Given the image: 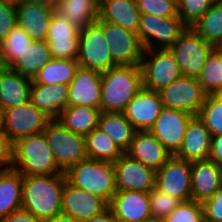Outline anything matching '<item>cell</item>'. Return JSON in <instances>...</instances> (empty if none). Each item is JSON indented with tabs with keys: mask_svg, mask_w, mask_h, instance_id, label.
I'll return each instance as SVG.
<instances>
[{
	"mask_svg": "<svg viewBox=\"0 0 222 222\" xmlns=\"http://www.w3.org/2000/svg\"><path fill=\"white\" fill-rule=\"evenodd\" d=\"M140 68L143 88L156 92L183 75L169 49L144 50Z\"/></svg>",
	"mask_w": 222,
	"mask_h": 222,
	"instance_id": "ba28073f",
	"label": "cell"
},
{
	"mask_svg": "<svg viewBox=\"0 0 222 222\" xmlns=\"http://www.w3.org/2000/svg\"><path fill=\"white\" fill-rule=\"evenodd\" d=\"M198 80L207 94H217L222 89V55L216 48L209 54Z\"/></svg>",
	"mask_w": 222,
	"mask_h": 222,
	"instance_id": "8d00e7d4",
	"label": "cell"
},
{
	"mask_svg": "<svg viewBox=\"0 0 222 222\" xmlns=\"http://www.w3.org/2000/svg\"><path fill=\"white\" fill-rule=\"evenodd\" d=\"M0 132H4V112L0 107Z\"/></svg>",
	"mask_w": 222,
	"mask_h": 222,
	"instance_id": "f907efd6",
	"label": "cell"
},
{
	"mask_svg": "<svg viewBox=\"0 0 222 222\" xmlns=\"http://www.w3.org/2000/svg\"><path fill=\"white\" fill-rule=\"evenodd\" d=\"M149 200L152 220L158 222H161L182 203L179 198L162 192L156 187L149 191Z\"/></svg>",
	"mask_w": 222,
	"mask_h": 222,
	"instance_id": "f35d334b",
	"label": "cell"
},
{
	"mask_svg": "<svg viewBox=\"0 0 222 222\" xmlns=\"http://www.w3.org/2000/svg\"><path fill=\"white\" fill-rule=\"evenodd\" d=\"M187 27L179 16L141 14L137 34L145 50L169 49Z\"/></svg>",
	"mask_w": 222,
	"mask_h": 222,
	"instance_id": "9c48e42d",
	"label": "cell"
},
{
	"mask_svg": "<svg viewBox=\"0 0 222 222\" xmlns=\"http://www.w3.org/2000/svg\"><path fill=\"white\" fill-rule=\"evenodd\" d=\"M51 59L48 43L46 41H33L10 68L33 79Z\"/></svg>",
	"mask_w": 222,
	"mask_h": 222,
	"instance_id": "1f68e13d",
	"label": "cell"
},
{
	"mask_svg": "<svg viewBox=\"0 0 222 222\" xmlns=\"http://www.w3.org/2000/svg\"><path fill=\"white\" fill-rule=\"evenodd\" d=\"M205 41L217 47L222 44V2H215L209 10L191 26Z\"/></svg>",
	"mask_w": 222,
	"mask_h": 222,
	"instance_id": "e575fe53",
	"label": "cell"
},
{
	"mask_svg": "<svg viewBox=\"0 0 222 222\" xmlns=\"http://www.w3.org/2000/svg\"><path fill=\"white\" fill-rule=\"evenodd\" d=\"M0 222H43L35 217L31 212L20 209L4 217Z\"/></svg>",
	"mask_w": 222,
	"mask_h": 222,
	"instance_id": "bcb514c9",
	"label": "cell"
},
{
	"mask_svg": "<svg viewBox=\"0 0 222 222\" xmlns=\"http://www.w3.org/2000/svg\"><path fill=\"white\" fill-rule=\"evenodd\" d=\"M3 112L4 133L14 143L20 138L42 133L51 120L31 101Z\"/></svg>",
	"mask_w": 222,
	"mask_h": 222,
	"instance_id": "8fae6325",
	"label": "cell"
},
{
	"mask_svg": "<svg viewBox=\"0 0 222 222\" xmlns=\"http://www.w3.org/2000/svg\"><path fill=\"white\" fill-rule=\"evenodd\" d=\"M85 145L89 159L115 162L123 154L114 141L98 127L85 136Z\"/></svg>",
	"mask_w": 222,
	"mask_h": 222,
	"instance_id": "836d02e7",
	"label": "cell"
},
{
	"mask_svg": "<svg viewBox=\"0 0 222 222\" xmlns=\"http://www.w3.org/2000/svg\"><path fill=\"white\" fill-rule=\"evenodd\" d=\"M197 116L212 137L222 135V99L218 95L207 94Z\"/></svg>",
	"mask_w": 222,
	"mask_h": 222,
	"instance_id": "74e56055",
	"label": "cell"
},
{
	"mask_svg": "<svg viewBox=\"0 0 222 222\" xmlns=\"http://www.w3.org/2000/svg\"><path fill=\"white\" fill-rule=\"evenodd\" d=\"M97 127L125 153L136 133L123 112H100Z\"/></svg>",
	"mask_w": 222,
	"mask_h": 222,
	"instance_id": "f1b7e54d",
	"label": "cell"
},
{
	"mask_svg": "<svg viewBox=\"0 0 222 222\" xmlns=\"http://www.w3.org/2000/svg\"><path fill=\"white\" fill-rule=\"evenodd\" d=\"M108 203L96 196L76 188L67 180L64 182L62 193V213L69 215L77 222H84L108 208Z\"/></svg>",
	"mask_w": 222,
	"mask_h": 222,
	"instance_id": "ac0fdd59",
	"label": "cell"
},
{
	"mask_svg": "<svg viewBox=\"0 0 222 222\" xmlns=\"http://www.w3.org/2000/svg\"><path fill=\"white\" fill-rule=\"evenodd\" d=\"M141 12L135 0H100L99 19L138 32Z\"/></svg>",
	"mask_w": 222,
	"mask_h": 222,
	"instance_id": "484cf974",
	"label": "cell"
},
{
	"mask_svg": "<svg viewBox=\"0 0 222 222\" xmlns=\"http://www.w3.org/2000/svg\"><path fill=\"white\" fill-rule=\"evenodd\" d=\"M55 11L79 29L99 18L100 0H58Z\"/></svg>",
	"mask_w": 222,
	"mask_h": 222,
	"instance_id": "f546056e",
	"label": "cell"
},
{
	"mask_svg": "<svg viewBox=\"0 0 222 222\" xmlns=\"http://www.w3.org/2000/svg\"><path fill=\"white\" fill-rule=\"evenodd\" d=\"M102 73L80 67L68 85V102L71 106H90L100 109Z\"/></svg>",
	"mask_w": 222,
	"mask_h": 222,
	"instance_id": "ffe728a7",
	"label": "cell"
},
{
	"mask_svg": "<svg viewBox=\"0 0 222 222\" xmlns=\"http://www.w3.org/2000/svg\"><path fill=\"white\" fill-rule=\"evenodd\" d=\"M43 133L52 149L57 166L63 172L88 158L85 137L69 131L58 119H51Z\"/></svg>",
	"mask_w": 222,
	"mask_h": 222,
	"instance_id": "8992f818",
	"label": "cell"
},
{
	"mask_svg": "<svg viewBox=\"0 0 222 222\" xmlns=\"http://www.w3.org/2000/svg\"><path fill=\"white\" fill-rule=\"evenodd\" d=\"M13 168L24 176L65 173L57 166L43 132L20 138L14 143Z\"/></svg>",
	"mask_w": 222,
	"mask_h": 222,
	"instance_id": "3957f363",
	"label": "cell"
},
{
	"mask_svg": "<svg viewBox=\"0 0 222 222\" xmlns=\"http://www.w3.org/2000/svg\"><path fill=\"white\" fill-rule=\"evenodd\" d=\"M161 222H204L203 205L193 200L182 202Z\"/></svg>",
	"mask_w": 222,
	"mask_h": 222,
	"instance_id": "60d3db41",
	"label": "cell"
},
{
	"mask_svg": "<svg viewBox=\"0 0 222 222\" xmlns=\"http://www.w3.org/2000/svg\"><path fill=\"white\" fill-rule=\"evenodd\" d=\"M214 3L213 0H177L178 15L188 27H191Z\"/></svg>",
	"mask_w": 222,
	"mask_h": 222,
	"instance_id": "ab89813d",
	"label": "cell"
},
{
	"mask_svg": "<svg viewBox=\"0 0 222 222\" xmlns=\"http://www.w3.org/2000/svg\"><path fill=\"white\" fill-rule=\"evenodd\" d=\"M143 88L140 65H121L102 73L101 112H124Z\"/></svg>",
	"mask_w": 222,
	"mask_h": 222,
	"instance_id": "7a4b0ae2",
	"label": "cell"
},
{
	"mask_svg": "<svg viewBox=\"0 0 222 222\" xmlns=\"http://www.w3.org/2000/svg\"><path fill=\"white\" fill-rule=\"evenodd\" d=\"M125 153L155 171L172 156L149 131H136Z\"/></svg>",
	"mask_w": 222,
	"mask_h": 222,
	"instance_id": "cb8c5ba5",
	"label": "cell"
},
{
	"mask_svg": "<svg viewBox=\"0 0 222 222\" xmlns=\"http://www.w3.org/2000/svg\"><path fill=\"white\" fill-rule=\"evenodd\" d=\"M100 112L90 106L67 105L57 119L69 131L85 137L97 127Z\"/></svg>",
	"mask_w": 222,
	"mask_h": 222,
	"instance_id": "4dcf8cb0",
	"label": "cell"
},
{
	"mask_svg": "<svg viewBox=\"0 0 222 222\" xmlns=\"http://www.w3.org/2000/svg\"><path fill=\"white\" fill-rule=\"evenodd\" d=\"M113 165L117 190L149 192L155 187L156 171L126 153Z\"/></svg>",
	"mask_w": 222,
	"mask_h": 222,
	"instance_id": "e0dca14e",
	"label": "cell"
},
{
	"mask_svg": "<svg viewBox=\"0 0 222 222\" xmlns=\"http://www.w3.org/2000/svg\"><path fill=\"white\" fill-rule=\"evenodd\" d=\"M16 25V3L11 0H0V43Z\"/></svg>",
	"mask_w": 222,
	"mask_h": 222,
	"instance_id": "7bdbcfd3",
	"label": "cell"
},
{
	"mask_svg": "<svg viewBox=\"0 0 222 222\" xmlns=\"http://www.w3.org/2000/svg\"><path fill=\"white\" fill-rule=\"evenodd\" d=\"M79 64L77 60L52 58L32 79L35 84L68 86L74 78Z\"/></svg>",
	"mask_w": 222,
	"mask_h": 222,
	"instance_id": "d6a6232c",
	"label": "cell"
},
{
	"mask_svg": "<svg viewBox=\"0 0 222 222\" xmlns=\"http://www.w3.org/2000/svg\"><path fill=\"white\" fill-rule=\"evenodd\" d=\"M214 2H222V0H213Z\"/></svg>",
	"mask_w": 222,
	"mask_h": 222,
	"instance_id": "6f0895ef",
	"label": "cell"
},
{
	"mask_svg": "<svg viewBox=\"0 0 222 222\" xmlns=\"http://www.w3.org/2000/svg\"><path fill=\"white\" fill-rule=\"evenodd\" d=\"M54 3L45 0L16 2L17 24L33 41H46Z\"/></svg>",
	"mask_w": 222,
	"mask_h": 222,
	"instance_id": "9a60e30c",
	"label": "cell"
},
{
	"mask_svg": "<svg viewBox=\"0 0 222 222\" xmlns=\"http://www.w3.org/2000/svg\"><path fill=\"white\" fill-rule=\"evenodd\" d=\"M162 108L159 92L142 88L127 104L123 113L136 131H149Z\"/></svg>",
	"mask_w": 222,
	"mask_h": 222,
	"instance_id": "44dd1931",
	"label": "cell"
},
{
	"mask_svg": "<svg viewBox=\"0 0 222 222\" xmlns=\"http://www.w3.org/2000/svg\"><path fill=\"white\" fill-rule=\"evenodd\" d=\"M193 117L184 111L163 107L149 132L175 156L181 149L188 123Z\"/></svg>",
	"mask_w": 222,
	"mask_h": 222,
	"instance_id": "5bb4252c",
	"label": "cell"
},
{
	"mask_svg": "<svg viewBox=\"0 0 222 222\" xmlns=\"http://www.w3.org/2000/svg\"><path fill=\"white\" fill-rule=\"evenodd\" d=\"M222 187V168L214 161L191 162V200L203 203Z\"/></svg>",
	"mask_w": 222,
	"mask_h": 222,
	"instance_id": "7402d4cb",
	"label": "cell"
},
{
	"mask_svg": "<svg viewBox=\"0 0 222 222\" xmlns=\"http://www.w3.org/2000/svg\"><path fill=\"white\" fill-rule=\"evenodd\" d=\"M216 49H217V50L221 53V55H222V44L219 45V46H217Z\"/></svg>",
	"mask_w": 222,
	"mask_h": 222,
	"instance_id": "f5cc1de1",
	"label": "cell"
},
{
	"mask_svg": "<svg viewBox=\"0 0 222 222\" xmlns=\"http://www.w3.org/2000/svg\"><path fill=\"white\" fill-rule=\"evenodd\" d=\"M30 101L51 119H57L68 102V86L35 84L32 81Z\"/></svg>",
	"mask_w": 222,
	"mask_h": 222,
	"instance_id": "4316f807",
	"label": "cell"
},
{
	"mask_svg": "<svg viewBox=\"0 0 222 222\" xmlns=\"http://www.w3.org/2000/svg\"><path fill=\"white\" fill-rule=\"evenodd\" d=\"M212 136L205 124L194 116L188 123L180 151L175 157L193 162L207 160L211 154Z\"/></svg>",
	"mask_w": 222,
	"mask_h": 222,
	"instance_id": "603a6c76",
	"label": "cell"
},
{
	"mask_svg": "<svg viewBox=\"0 0 222 222\" xmlns=\"http://www.w3.org/2000/svg\"><path fill=\"white\" fill-rule=\"evenodd\" d=\"M215 48L205 41L192 27H187L169 50L183 75L198 78L209 54Z\"/></svg>",
	"mask_w": 222,
	"mask_h": 222,
	"instance_id": "52a82bcc",
	"label": "cell"
},
{
	"mask_svg": "<svg viewBox=\"0 0 222 222\" xmlns=\"http://www.w3.org/2000/svg\"><path fill=\"white\" fill-rule=\"evenodd\" d=\"M84 222H120V221L113 215L112 211L108 207L102 213H100L94 217H91L90 219H88Z\"/></svg>",
	"mask_w": 222,
	"mask_h": 222,
	"instance_id": "c3c4849f",
	"label": "cell"
},
{
	"mask_svg": "<svg viewBox=\"0 0 222 222\" xmlns=\"http://www.w3.org/2000/svg\"><path fill=\"white\" fill-rule=\"evenodd\" d=\"M45 1H48V2H51V3H56L58 0H45Z\"/></svg>",
	"mask_w": 222,
	"mask_h": 222,
	"instance_id": "11a10c76",
	"label": "cell"
},
{
	"mask_svg": "<svg viewBox=\"0 0 222 222\" xmlns=\"http://www.w3.org/2000/svg\"><path fill=\"white\" fill-rule=\"evenodd\" d=\"M32 79L10 67L0 72V107L7 110L30 102Z\"/></svg>",
	"mask_w": 222,
	"mask_h": 222,
	"instance_id": "d4e9b609",
	"label": "cell"
},
{
	"mask_svg": "<svg viewBox=\"0 0 222 222\" xmlns=\"http://www.w3.org/2000/svg\"><path fill=\"white\" fill-rule=\"evenodd\" d=\"M77 62L80 67L100 73L117 66L111 57L110 45L104 37L103 21L79 29V52Z\"/></svg>",
	"mask_w": 222,
	"mask_h": 222,
	"instance_id": "5b68a950",
	"label": "cell"
},
{
	"mask_svg": "<svg viewBox=\"0 0 222 222\" xmlns=\"http://www.w3.org/2000/svg\"><path fill=\"white\" fill-rule=\"evenodd\" d=\"M11 1L16 3V2H19V1H23V0H11Z\"/></svg>",
	"mask_w": 222,
	"mask_h": 222,
	"instance_id": "9f6ffc18",
	"label": "cell"
},
{
	"mask_svg": "<svg viewBox=\"0 0 222 222\" xmlns=\"http://www.w3.org/2000/svg\"><path fill=\"white\" fill-rule=\"evenodd\" d=\"M30 36L17 24L0 43V57L5 67H10L32 44Z\"/></svg>",
	"mask_w": 222,
	"mask_h": 222,
	"instance_id": "d590c367",
	"label": "cell"
},
{
	"mask_svg": "<svg viewBox=\"0 0 222 222\" xmlns=\"http://www.w3.org/2000/svg\"><path fill=\"white\" fill-rule=\"evenodd\" d=\"M65 175L73 186L99 196L108 204L117 191L113 162L87 158L71 166Z\"/></svg>",
	"mask_w": 222,
	"mask_h": 222,
	"instance_id": "277c9868",
	"label": "cell"
},
{
	"mask_svg": "<svg viewBox=\"0 0 222 222\" xmlns=\"http://www.w3.org/2000/svg\"><path fill=\"white\" fill-rule=\"evenodd\" d=\"M5 68L4 63L0 57V72Z\"/></svg>",
	"mask_w": 222,
	"mask_h": 222,
	"instance_id": "816d5d0a",
	"label": "cell"
},
{
	"mask_svg": "<svg viewBox=\"0 0 222 222\" xmlns=\"http://www.w3.org/2000/svg\"><path fill=\"white\" fill-rule=\"evenodd\" d=\"M103 33L117 66L140 65L145 49L137 33L104 21Z\"/></svg>",
	"mask_w": 222,
	"mask_h": 222,
	"instance_id": "7c38bea8",
	"label": "cell"
},
{
	"mask_svg": "<svg viewBox=\"0 0 222 222\" xmlns=\"http://www.w3.org/2000/svg\"><path fill=\"white\" fill-rule=\"evenodd\" d=\"M23 175L16 169L0 170V221L22 209Z\"/></svg>",
	"mask_w": 222,
	"mask_h": 222,
	"instance_id": "83f0119b",
	"label": "cell"
},
{
	"mask_svg": "<svg viewBox=\"0 0 222 222\" xmlns=\"http://www.w3.org/2000/svg\"><path fill=\"white\" fill-rule=\"evenodd\" d=\"M155 187L182 202L190 201L191 162L171 156L156 171Z\"/></svg>",
	"mask_w": 222,
	"mask_h": 222,
	"instance_id": "4fadbf2b",
	"label": "cell"
},
{
	"mask_svg": "<svg viewBox=\"0 0 222 222\" xmlns=\"http://www.w3.org/2000/svg\"><path fill=\"white\" fill-rule=\"evenodd\" d=\"M49 52L54 59L77 60L79 28L54 11L46 38Z\"/></svg>",
	"mask_w": 222,
	"mask_h": 222,
	"instance_id": "2e32d148",
	"label": "cell"
},
{
	"mask_svg": "<svg viewBox=\"0 0 222 222\" xmlns=\"http://www.w3.org/2000/svg\"><path fill=\"white\" fill-rule=\"evenodd\" d=\"M65 173L23 175L22 209L44 221L62 213V193Z\"/></svg>",
	"mask_w": 222,
	"mask_h": 222,
	"instance_id": "6da1fadb",
	"label": "cell"
},
{
	"mask_svg": "<svg viewBox=\"0 0 222 222\" xmlns=\"http://www.w3.org/2000/svg\"><path fill=\"white\" fill-rule=\"evenodd\" d=\"M163 107L197 116L207 93L198 78L182 75L159 91Z\"/></svg>",
	"mask_w": 222,
	"mask_h": 222,
	"instance_id": "30bf717a",
	"label": "cell"
},
{
	"mask_svg": "<svg viewBox=\"0 0 222 222\" xmlns=\"http://www.w3.org/2000/svg\"><path fill=\"white\" fill-rule=\"evenodd\" d=\"M141 14L159 17L179 16L177 0H135Z\"/></svg>",
	"mask_w": 222,
	"mask_h": 222,
	"instance_id": "b9f144b4",
	"label": "cell"
},
{
	"mask_svg": "<svg viewBox=\"0 0 222 222\" xmlns=\"http://www.w3.org/2000/svg\"><path fill=\"white\" fill-rule=\"evenodd\" d=\"M222 99V89L216 94Z\"/></svg>",
	"mask_w": 222,
	"mask_h": 222,
	"instance_id": "db71d44e",
	"label": "cell"
},
{
	"mask_svg": "<svg viewBox=\"0 0 222 222\" xmlns=\"http://www.w3.org/2000/svg\"><path fill=\"white\" fill-rule=\"evenodd\" d=\"M13 163L14 142L4 132H0V170L13 168Z\"/></svg>",
	"mask_w": 222,
	"mask_h": 222,
	"instance_id": "f6af8a7d",
	"label": "cell"
},
{
	"mask_svg": "<svg viewBox=\"0 0 222 222\" xmlns=\"http://www.w3.org/2000/svg\"><path fill=\"white\" fill-rule=\"evenodd\" d=\"M108 207L120 222L152 220L149 192L117 190Z\"/></svg>",
	"mask_w": 222,
	"mask_h": 222,
	"instance_id": "d6986e66",
	"label": "cell"
},
{
	"mask_svg": "<svg viewBox=\"0 0 222 222\" xmlns=\"http://www.w3.org/2000/svg\"><path fill=\"white\" fill-rule=\"evenodd\" d=\"M202 205L204 222H222V187Z\"/></svg>",
	"mask_w": 222,
	"mask_h": 222,
	"instance_id": "ee69618b",
	"label": "cell"
},
{
	"mask_svg": "<svg viewBox=\"0 0 222 222\" xmlns=\"http://www.w3.org/2000/svg\"><path fill=\"white\" fill-rule=\"evenodd\" d=\"M209 159L222 168V135L212 137Z\"/></svg>",
	"mask_w": 222,
	"mask_h": 222,
	"instance_id": "7dc6e473",
	"label": "cell"
},
{
	"mask_svg": "<svg viewBox=\"0 0 222 222\" xmlns=\"http://www.w3.org/2000/svg\"><path fill=\"white\" fill-rule=\"evenodd\" d=\"M43 222H77L75 219L71 218L69 215L64 213H59L57 215L52 216L44 220Z\"/></svg>",
	"mask_w": 222,
	"mask_h": 222,
	"instance_id": "681fc988",
	"label": "cell"
}]
</instances>
